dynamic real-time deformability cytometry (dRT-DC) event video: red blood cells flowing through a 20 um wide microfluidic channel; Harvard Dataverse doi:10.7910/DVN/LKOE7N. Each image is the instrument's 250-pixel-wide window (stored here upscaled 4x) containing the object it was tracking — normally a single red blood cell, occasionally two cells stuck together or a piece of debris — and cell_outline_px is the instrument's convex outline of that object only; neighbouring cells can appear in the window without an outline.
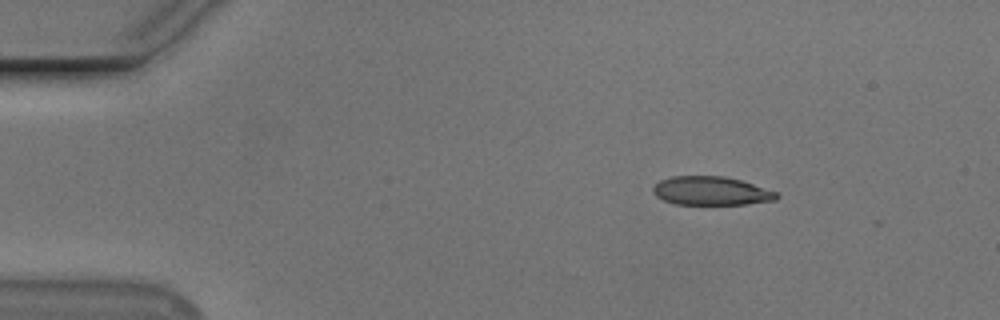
{"species": "Egyptian fruit bat (a non-hibernating species)", "species_latin": "Rousettus aegyptiacus", "temperature_condition": "cold", "stored_images_in_passage": 8, "camera_frame_rate_fps": 3000, "um_per_image_px": 0.085, "animal": {"sex": "male"}, "frame": {"image": 1, "passage_image": 1, "time_ms": 0.0, "image_size_px": [1000, 320], "cell_outline_px": [[780, 196], [776, 200], [744, 204], [676, 204], [664, 200], [656, 196], [652, 192], [652, 188], [660, 180], [672, 176], [724, 176], [740, 180], [776, 192]], "centroid_in_image_um": [60.42, 16.22], "position_along_channel_um": 24.6, "area_um2": 20.46}}